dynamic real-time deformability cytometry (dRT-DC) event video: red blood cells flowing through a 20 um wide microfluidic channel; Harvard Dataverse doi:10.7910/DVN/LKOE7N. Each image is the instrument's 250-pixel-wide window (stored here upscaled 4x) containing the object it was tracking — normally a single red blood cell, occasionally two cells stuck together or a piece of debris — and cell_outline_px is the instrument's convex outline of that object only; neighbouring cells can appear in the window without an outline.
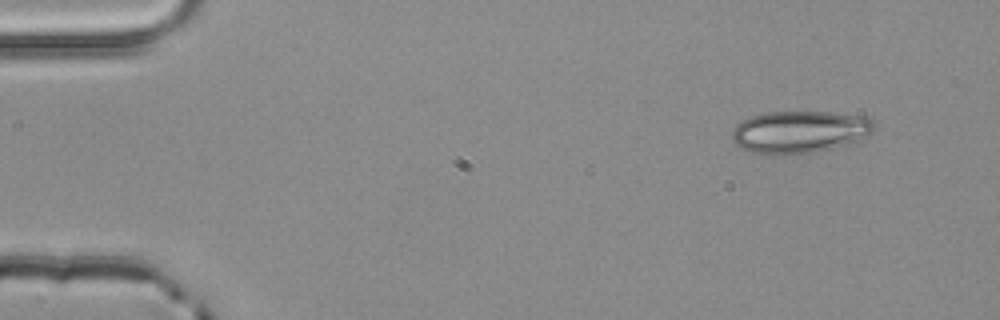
{"species": "common noctule bat (a hibernating species)", "species_latin": "Nyctalus noctula", "temperature_condition": "room temperature", "stored_images_in_passage": 3, "camera_frame_rate_fps": 3000, "um_per_image_px": 0.085, "animal": {"sex": "male", "body_mass_g": 20.4}, "frame": {"image": 1, "passage_image": 1, "time_ms": 0.0, "image_size_px": [1000, 320], "cell_outline_px": [[876, 128], [872, 132], [848, 144], [832, 148], [812, 152], [784, 156], [768, 156], [748, 152], [740, 148], [732, 140], [732, 132], [736, 124], [752, 116], [768, 112], [832, 112], [864, 116], [872, 120], [876, 124]], "centroid_in_image_um": [67.93, 11.23], "position_along_channel_um": 17.1, "area_um2": 35.43}}